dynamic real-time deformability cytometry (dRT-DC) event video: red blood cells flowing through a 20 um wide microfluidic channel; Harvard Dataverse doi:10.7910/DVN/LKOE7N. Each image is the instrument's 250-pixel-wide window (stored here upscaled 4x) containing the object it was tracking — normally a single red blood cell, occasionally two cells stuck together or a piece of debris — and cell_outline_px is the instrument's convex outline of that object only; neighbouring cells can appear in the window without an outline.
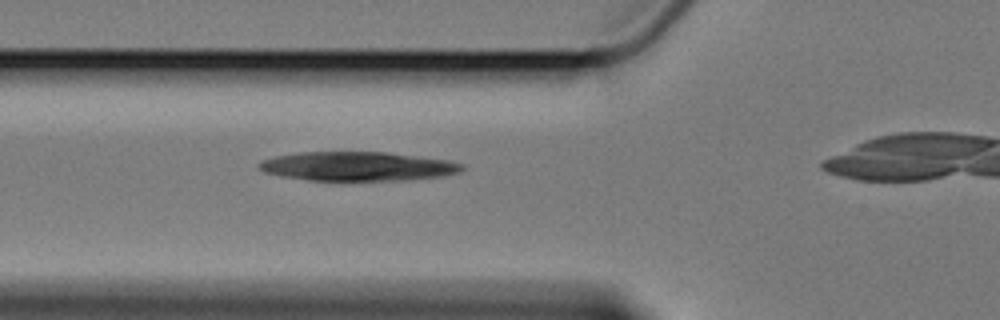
{"species": "Egyptian fruit bat (a non-hibernating species)", "species_latin": "Rousettus aegyptiacus", "temperature_condition": "cold", "stored_images_in_passage": 41, "camera_frame_rate_fps": 3000, "um_per_image_px": 0.085, "animal": {"sex": "female"}, "frame": {"image": 1, "passage_image": 14, "time_ms": 4.333, "image_size_px": [1000, 320], "cell_outline_px": [[464, 168], [460, 172], [444, 176], [408, 180], [308, 180], [280, 176], [264, 172], [256, 164], [260, 160], [276, 156], [300, 152], [388, 152], [448, 160], [464, 164]], "centroid_in_image_um": [30.4, 14.13], "position_along_channel_um": 95.4, "area_um2": 34.56}}
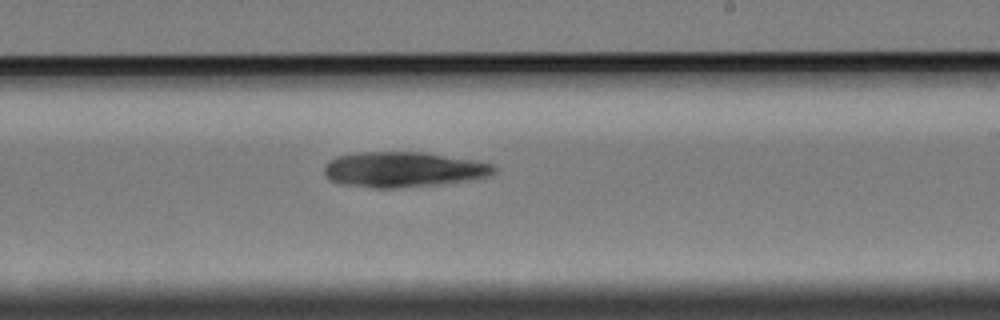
{"frame": {"image": 2, "passage_image": 28, "time_ms": 9.0, "image_size_px": [1000, 320], "cell_outline_px": [[500, 168], [492, 176], [468, 180], [440, 184], [396, 188], [372, 188], [340, 184], [332, 180], [324, 172], [324, 168], [328, 160], [336, 156], [356, 152], [424, 152], [476, 160], [492, 164]], "centroid_in_image_um": [34.32, 14.4], "position_along_channel_um": 254.7, "area_um2": 35.32}}
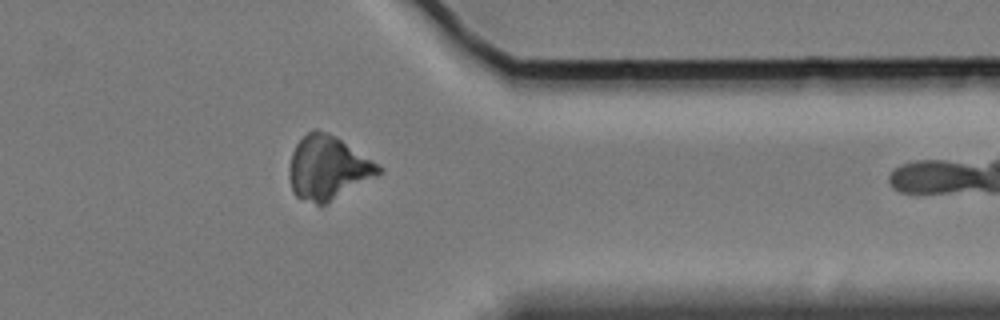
{"frame": {"image": 3, "passage_image": 40, "time_ms": 13.0, "image_size_px": [1000, 320], "cell_outline_px": [[384, 172], [320, 208], [300, 200], [292, 192], [288, 176], [288, 168], [292, 152], [296, 144], [308, 132], [316, 128], [328, 132], [336, 136], [384, 168]], "centroid_in_image_um": [27.84, 14.32], "position_along_channel_um": 383.6, "area_um2": 33.87}}